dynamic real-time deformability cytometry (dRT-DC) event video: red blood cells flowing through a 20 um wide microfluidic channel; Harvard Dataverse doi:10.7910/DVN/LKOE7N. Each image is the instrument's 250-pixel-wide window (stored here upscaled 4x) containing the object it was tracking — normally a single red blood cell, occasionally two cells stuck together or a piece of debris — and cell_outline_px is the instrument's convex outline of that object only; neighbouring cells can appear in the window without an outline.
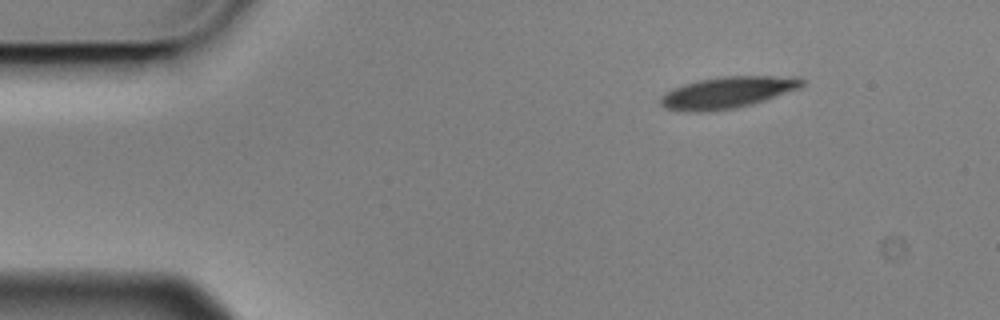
{"species": "Egyptian fruit bat (a non-hibernating species)", "species_latin": "Rousettus aegyptiacus", "temperature_condition": "cold", "stored_images_in_passage": 5, "segment_of_instrument_passage": [2, 2], "camera_frame_rate_fps": 3000, "um_per_image_px": 0.085, "animal": {"sex": "male"}, "frame": {"image": 1, "passage_image": 5, "time_ms": 1.333, "image_size_px": [1000, 320], "cell_outline_px": [[804, 84], [800, 88], [752, 104], [736, 108], [708, 112], [688, 112], [664, 108], [660, 104], [660, 96], [664, 92], [672, 88], [696, 80], [720, 76], [772, 76], [804, 80]], "centroid_in_image_um": [61.72, 7.88], "position_along_channel_um": 23.3, "area_um2": 26.01}}